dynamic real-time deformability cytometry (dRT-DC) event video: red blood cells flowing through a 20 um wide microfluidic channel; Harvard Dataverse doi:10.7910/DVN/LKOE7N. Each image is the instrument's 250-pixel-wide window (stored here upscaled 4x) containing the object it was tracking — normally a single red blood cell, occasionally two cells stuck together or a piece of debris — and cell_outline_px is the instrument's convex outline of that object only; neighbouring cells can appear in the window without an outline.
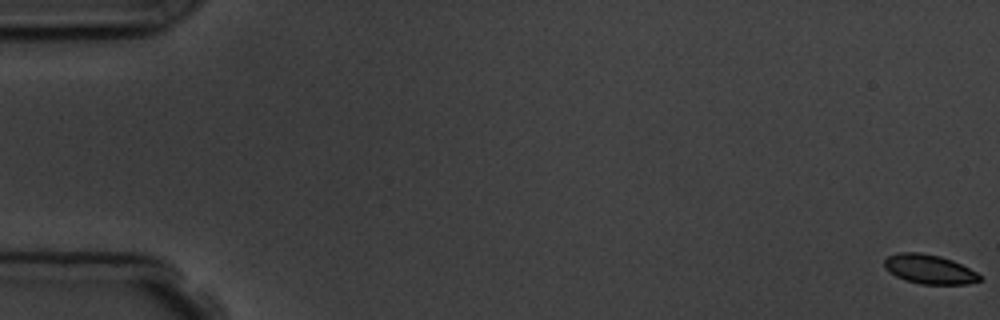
{"species": "common noctule bat (a hibernating species)", "species_latin": "Nyctalus noctula", "temperature_condition": "room temperature", "stored_images_in_passage": 5, "camera_frame_rate_fps": 3000, "um_per_image_px": 0.085, "animal": {"sex": "male", "body_mass_g": 19.5, "forearm_length_mm": 54.6}, "frame": {"image": 1, "passage_image": 1, "time_ms": 0.0, "image_size_px": [1000, 320], "cell_outline_px": [[980, 280], [968, 284], [920, 284], [904, 280], [896, 276], [884, 268], [884, 260], [888, 256], [900, 252], [920, 252], [940, 256], [952, 260], [976, 272], [980, 276]], "centroid_in_image_um": [78.95, 22.88], "position_along_channel_um": 6.0, "area_um2": 16.18}}
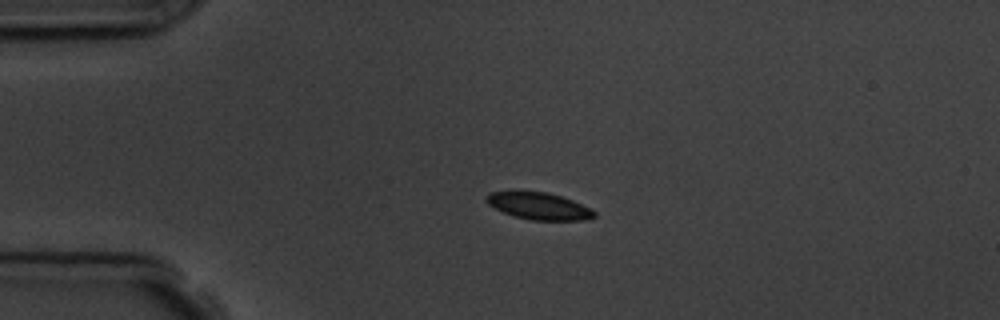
{"frame": {"image": 2, "passage_image": 4, "time_ms": 4.333, "image_size_px": [1000, 320], "cell_outline_px": [[596, 216], [584, 220], [532, 220], [516, 216], [504, 212], [488, 204], [484, 200], [492, 192], [548, 192], [572, 200], [592, 208], [596, 212]], "centroid_in_image_um": [45.87, 17.52], "position_along_channel_um": 39.1, "area_um2": 16.65}}